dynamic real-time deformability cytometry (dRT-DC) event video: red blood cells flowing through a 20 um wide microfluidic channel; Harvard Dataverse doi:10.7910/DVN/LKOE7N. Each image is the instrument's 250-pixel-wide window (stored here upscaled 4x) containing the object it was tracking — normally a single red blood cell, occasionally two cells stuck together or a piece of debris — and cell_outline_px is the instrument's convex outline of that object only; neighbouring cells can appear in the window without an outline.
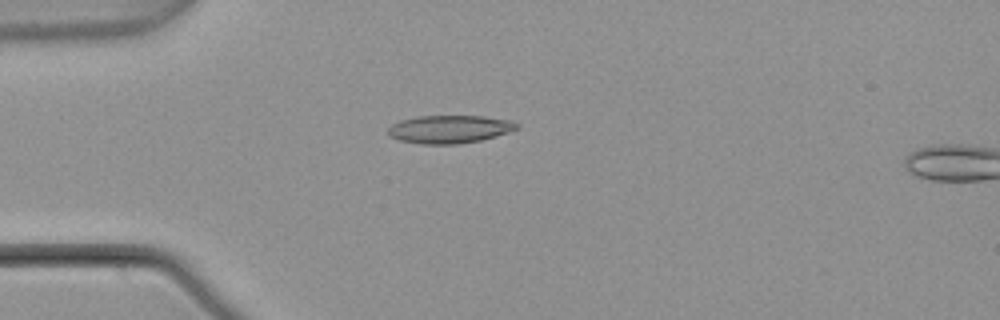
{"species": "common noctule bat (a hibernating species)", "species_latin": "Nyctalus noctula", "temperature_condition": "warm", "stored_images_in_passage": 4, "camera_frame_rate_fps": 3000, "um_per_image_px": 0.085, "animal": {"sex": "male", "body_mass_g": 21.5, "forearm_length_mm": 52.0}, "frame": {"image": 1, "passage_image": 3, "time_ms": 0.667, "image_size_px": [1000, 320], "cell_outline_px": [[520, 128], [496, 136], [480, 140], [456, 144], [420, 144], [400, 140], [388, 136], [388, 128], [392, 124], [400, 120], [416, 116], [484, 116], [512, 120], [520, 124]], "centroid_in_image_um": [38.22, 10.97], "position_along_channel_um": 46.8, "area_um2": 21.15}}